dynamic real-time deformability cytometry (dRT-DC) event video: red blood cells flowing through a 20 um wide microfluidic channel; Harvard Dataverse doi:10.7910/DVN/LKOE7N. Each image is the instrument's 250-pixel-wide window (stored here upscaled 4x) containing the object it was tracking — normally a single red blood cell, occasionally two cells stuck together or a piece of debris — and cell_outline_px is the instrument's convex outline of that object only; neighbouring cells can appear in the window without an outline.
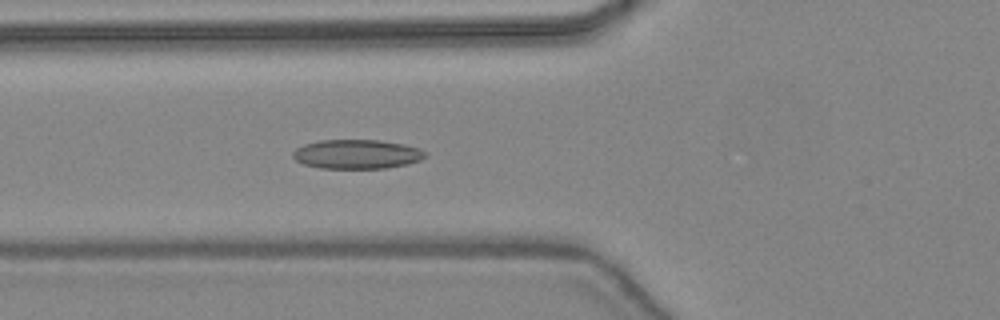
{"species": "common noctule bat (a hibernating species)", "species_latin": "Nyctalus noctula", "temperature_condition": "warm", "stored_images_in_passage": 46, "camera_frame_rate_fps": 3000, "um_per_image_px": 0.085, "animal": {"sex": "female", "body_mass_g": 24.6, "forearm_length_mm": 56.2}, "frame": {"image": 1, "passage_image": 18, "time_ms": 5.667, "image_size_px": [1000, 320], "cell_outline_px": [[428, 156], [420, 160], [408, 164], [384, 168], [320, 168], [304, 164], [296, 160], [292, 156], [292, 152], [296, 148], [304, 144], [320, 140], [380, 140], [404, 144], [420, 148], [428, 152]], "centroid_in_image_um": [30.37, 13.1], "position_along_channel_um": 95.4, "area_um2": 22.72}}
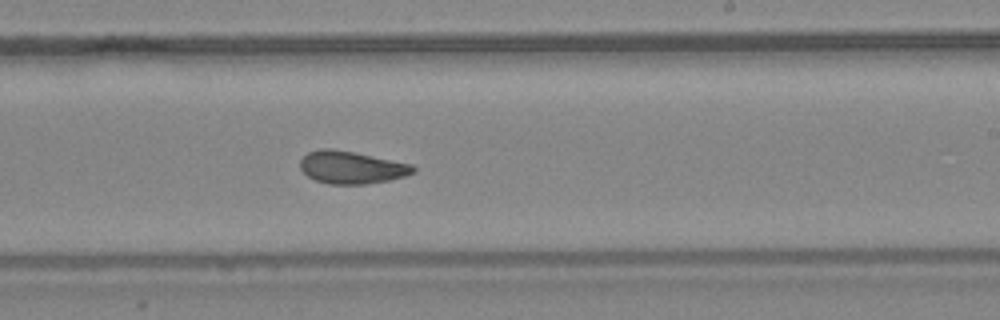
{"frame": {"image": 2, "passage_image": 29, "time_ms": 9.333, "image_size_px": [1000, 320], "cell_outline_px": [[416, 172], [404, 176], [388, 180], [364, 184], [328, 184], [316, 180], [308, 176], [300, 168], [300, 160], [308, 152], [320, 148], [332, 148], [356, 152], [412, 164], [416, 168]], "centroid_in_image_um": [29.88, 14.21], "position_along_channel_um": 259.1, "area_um2": 21.5}}
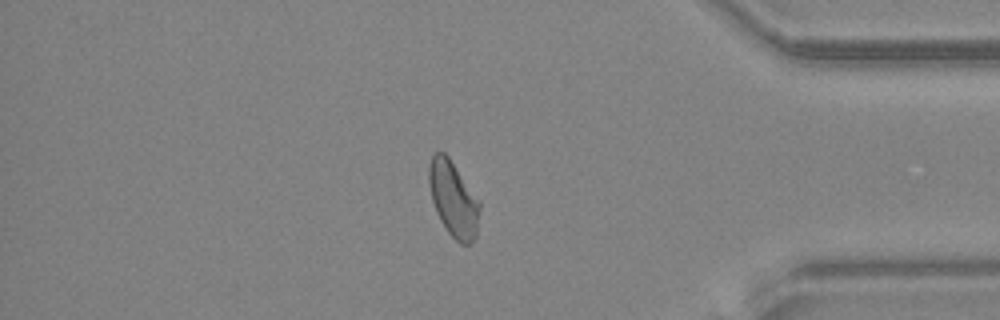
{"frame": {"image": 3, "passage_image": 40, "time_ms": 13.0, "image_size_px": [1000, 320], "cell_outline_px": [[480, 208], [476, 236], [472, 244], [460, 244], [448, 232], [440, 220], [436, 212], [432, 200], [428, 180], [428, 168], [432, 156], [436, 152], [444, 152], [448, 156], [480, 200]], "centroid_in_image_um": [38.55, 16.93], "position_along_channel_um": 396.7, "area_um2": 22.37}, "authors_computed_cell_mechanics": {"area_um2": 22.0218, "velocity_mm_per_s": 4.4625, "shape_relaxation_time_tau1_ms": 5.9385, "shape_relaxation_time_tau2_ms": 2.2839, "deformation_change_tau1": 0.15, "deformation_change_tau2": 0.0944}}